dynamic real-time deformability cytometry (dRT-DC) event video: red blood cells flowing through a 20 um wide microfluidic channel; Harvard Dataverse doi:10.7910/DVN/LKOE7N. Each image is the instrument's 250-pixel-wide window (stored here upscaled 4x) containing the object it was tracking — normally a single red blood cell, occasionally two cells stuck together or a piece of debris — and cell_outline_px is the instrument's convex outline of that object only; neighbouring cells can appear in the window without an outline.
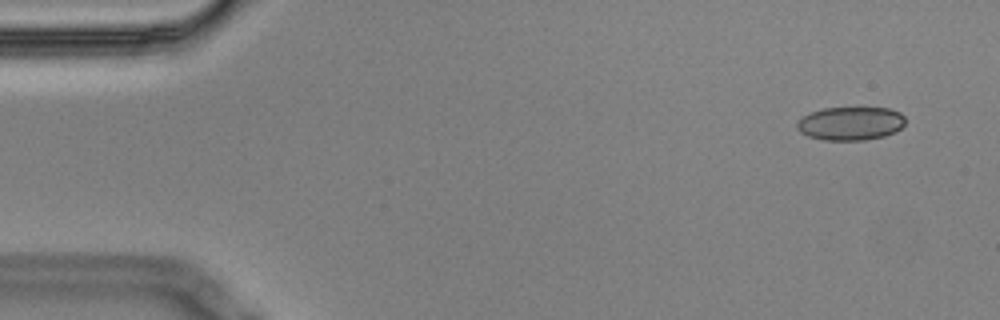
{"species": "Egyptian fruit bat (a non-hibernating species)", "species_latin": "Rousettus aegyptiacus", "temperature_condition": "cold", "stored_images_in_passage": 9, "camera_frame_rate_fps": 3000, "um_per_image_px": 0.085, "animal": {"sex": "male"}, "frame": {"image": 1, "passage_image": 2, "time_ms": 0.333, "image_size_px": [1000, 320], "cell_outline_px": [[904, 124], [896, 132], [884, 136], [864, 140], [824, 140], [808, 136], [800, 132], [796, 128], [796, 120], [812, 112], [824, 108], [888, 108], [900, 112], [904, 116]], "centroid_in_image_um": [72.28, 10.5], "position_along_channel_um": 12.7, "area_um2": 21.15}}
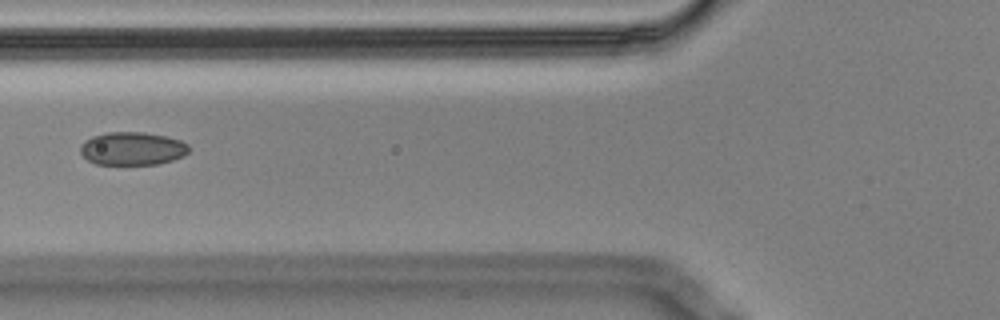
{"frame": {"image": 2, "passage_image": 7, "time_ms": 2.0, "image_size_px": [1000, 320], "cell_outline_px": [[188, 152], [184, 156], [160, 164], [96, 164], [88, 160], [80, 152], [80, 144], [84, 140], [92, 136], [108, 132], [144, 132], [168, 136], [180, 140], [188, 144]], "centroid_in_image_um": [11.25, 12.62], "position_along_channel_um": 114.6, "area_um2": 21.1}}
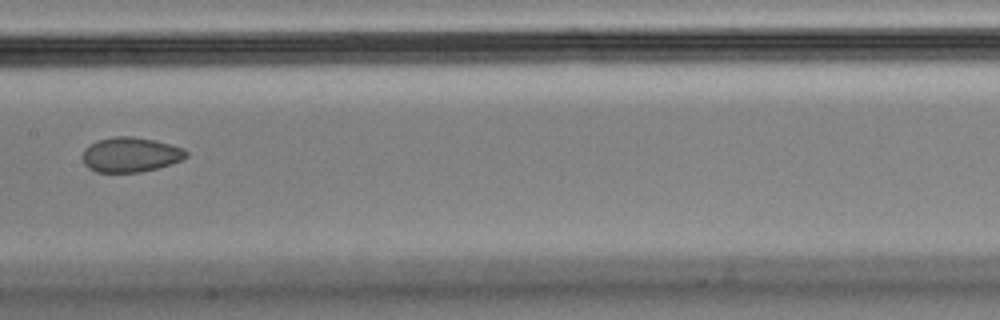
{"frame": {"image": 3, "passage_image": 9, "time_ms": 2.667, "image_size_px": [1000, 320], "cell_outline_px": [[188, 156], [180, 160], [156, 168], [140, 172], [96, 172], [88, 168], [84, 164], [84, 148], [96, 140], [116, 136], [132, 136], [156, 140], [172, 144], [184, 148], [188, 152]], "centroid_in_image_um": [11.1, 13.13], "position_along_channel_um": 196.3, "area_um2": 21.04}}